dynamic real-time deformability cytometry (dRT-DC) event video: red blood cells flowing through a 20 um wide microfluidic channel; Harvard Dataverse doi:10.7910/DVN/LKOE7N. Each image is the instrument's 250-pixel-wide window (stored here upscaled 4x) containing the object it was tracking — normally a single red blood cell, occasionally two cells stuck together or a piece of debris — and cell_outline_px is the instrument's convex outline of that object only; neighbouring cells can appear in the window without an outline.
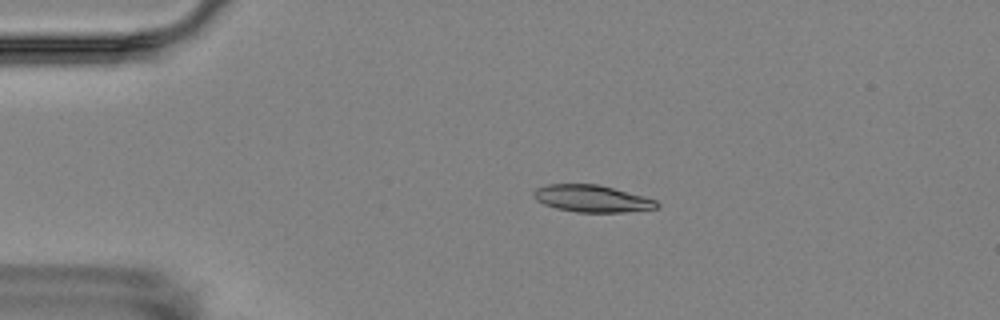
{"species": "Egyptian fruit bat (a non-hibernating species)", "species_latin": "Rousettus aegyptiacus", "temperature_condition": "room temperature", "stored_images_in_passage": 5, "camera_frame_rate_fps": 3000, "um_per_image_px": 0.085, "animal": {"sex": "female"}, "frame": {"image": 1, "passage_image": 3, "time_ms": 3.667, "image_size_px": [1000, 320], "cell_outline_px": [[660, 208], [628, 212], [576, 212], [556, 208], [544, 204], [536, 200], [532, 196], [532, 192], [536, 188], [548, 184], [596, 184], [644, 196], [656, 200], [660, 204]], "centroid_in_image_um": [50.32, 16.89], "position_along_channel_um": 34.7, "area_um2": 19.48}}